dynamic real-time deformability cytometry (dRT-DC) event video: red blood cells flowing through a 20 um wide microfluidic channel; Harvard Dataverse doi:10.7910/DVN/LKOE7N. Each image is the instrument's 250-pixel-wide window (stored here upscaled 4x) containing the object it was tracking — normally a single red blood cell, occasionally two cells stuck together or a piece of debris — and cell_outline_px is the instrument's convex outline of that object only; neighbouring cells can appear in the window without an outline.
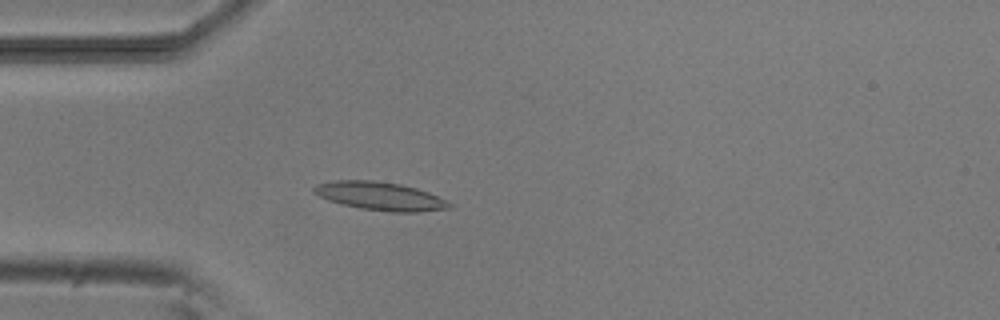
{"species": "common noctule bat (a hibernating species)", "species_latin": "Nyctalus noctula", "temperature_condition": "room temperature", "stored_images_in_passage": 4, "camera_frame_rate_fps": 3000, "um_per_image_px": 0.085, "animal": {"sex": "male", "body_mass_g": 20.5, "forearm_length_mm": 52.5}, "frame": {"image": 1, "passage_image": 4, "time_ms": 3.333, "image_size_px": [1000, 320], "cell_outline_px": [[452, 208], [416, 212], [388, 212], [360, 208], [328, 200], [312, 192], [312, 188], [316, 184], [336, 180], [372, 180], [400, 184], [416, 188], [428, 192], [452, 204]], "centroid_in_image_um": [32.29, 16.67], "position_along_channel_um": 52.7, "area_um2": 22.2}}